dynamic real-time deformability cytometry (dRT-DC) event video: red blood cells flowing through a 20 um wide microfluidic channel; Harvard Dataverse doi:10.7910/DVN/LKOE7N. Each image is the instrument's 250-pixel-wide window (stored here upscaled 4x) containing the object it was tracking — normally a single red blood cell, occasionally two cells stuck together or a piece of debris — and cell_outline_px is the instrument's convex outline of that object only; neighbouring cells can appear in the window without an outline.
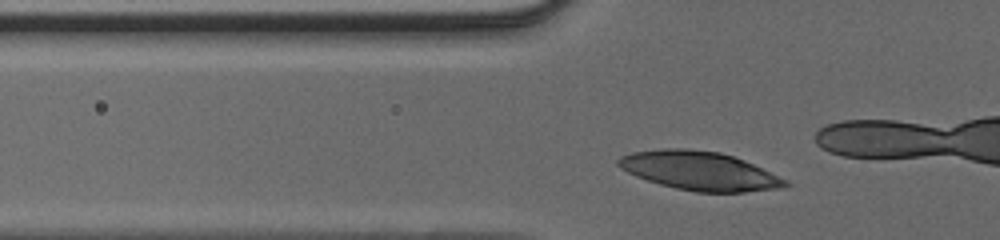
{"species": "human", "species_latin": "Homo sapiens", "temperature_condition": "cold", "stored_images_in_passage": 43, "camera_frame_rate_fps": 3000, "um_per_image_px": 0.085, "donor": {"sex": "male"}, "frame": {"image": 1, "passage_image": 15, "time_ms": 4.667, "image_size_px": [1000, 240], "cell_outline_px": [[788, 184], [784, 188], [744, 192], [696, 192], [676, 188], [660, 184], [636, 176], [620, 168], [616, 164], [616, 160], [620, 156], [632, 152], [668, 148], [684, 148], [720, 152], [732, 156], [752, 164], [788, 180]], "centroid_in_image_um": [59.43, 14.52], "position_along_channel_um": 66.4, "area_um2": 37.45}}
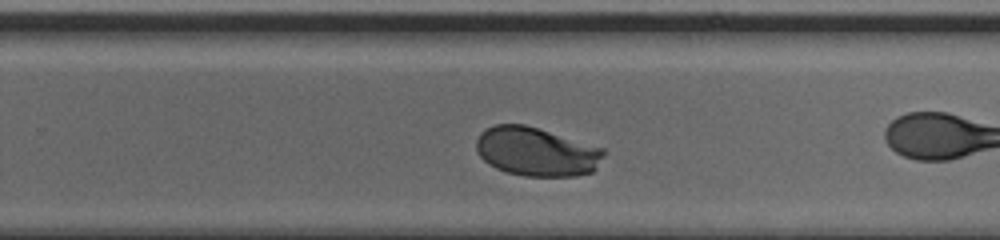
{"frame": {"image": 2, "passage_image": 33, "time_ms": 10.667, "image_size_px": [1000, 240], "cell_outline_px": [[604, 156], [596, 168], [592, 172], [576, 176], [524, 176], [508, 172], [496, 168], [488, 164], [480, 156], [476, 148], [476, 140], [480, 132], [496, 124], [524, 124], [604, 148]], "centroid_in_image_um": [45.59, 12.9], "position_along_channel_um": 284.2, "area_um2": 36.18}}
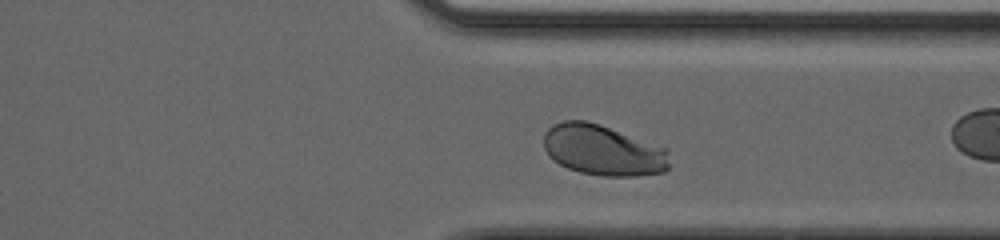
{"frame": {"image": 3, "passage_image": 39, "time_ms": 12.667, "image_size_px": [1000, 240], "cell_outline_px": [[668, 168], [664, 172], [636, 176], [604, 176], [580, 172], [568, 168], [560, 164], [548, 156], [544, 148], [544, 132], [552, 124], [564, 120], [584, 120], [600, 124], [668, 148]], "centroid_in_image_um": [51.24, 12.76], "position_along_channel_um": 360.2, "area_um2": 37.34}}